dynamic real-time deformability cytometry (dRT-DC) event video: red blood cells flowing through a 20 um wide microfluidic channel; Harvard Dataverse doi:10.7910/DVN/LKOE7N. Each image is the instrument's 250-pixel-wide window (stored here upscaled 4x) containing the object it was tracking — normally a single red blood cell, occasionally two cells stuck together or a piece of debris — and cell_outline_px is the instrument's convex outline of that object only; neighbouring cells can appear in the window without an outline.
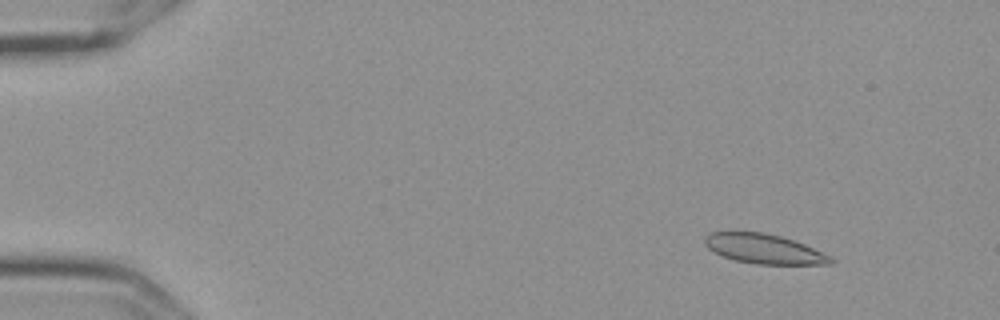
{"species": "Egyptian fruit bat (a non-hibernating species)", "species_latin": "Rousettus aegyptiacus", "temperature_condition": "cold", "stored_images_in_passage": 55, "camera_frame_rate_fps": 3000, "um_per_image_px": 0.085, "frame": {"image": 1, "passage_image": 5, "time_ms": 1.333, "image_size_px": [1000, 320], "cell_outline_px": [[836, 260], [832, 264], [756, 264], [736, 260], [724, 256], [708, 248], [704, 244], [704, 236], [712, 232], [764, 232], [780, 236], [804, 244], [832, 256]], "centroid_in_image_um": [64.97, 21.15], "position_along_channel_um": 20.0, "area_um2": 21.62}}
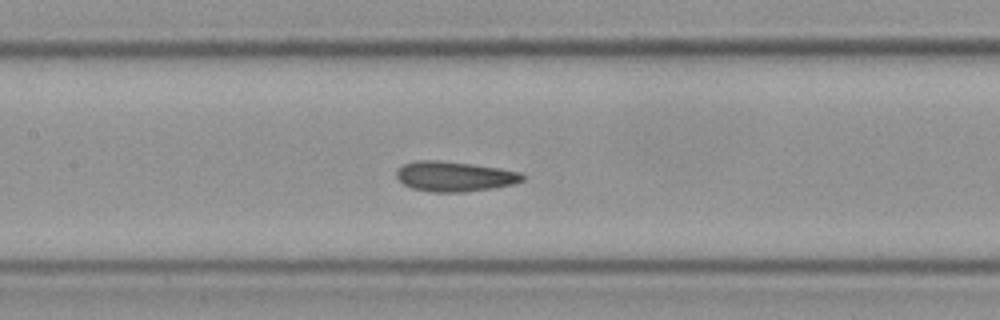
{"frame": {"image": 2, "passage_image": 26, "time_ms": 8.333, "image_size_px": [1000, 320], "cell_outline_px": [[524, 180], [516, 184], [492, 188], [464, 192], [432, 192], [412, 188], [404, 184], [396, 176], [396, 168], [404, 164], [416, 160], [436, 160], [500, 168], [520, 172], [524, 176]], "centroid_in_image_um": [38.63, 15.0], "position_along_channel_um": 168.8, "area_um2": 22.02}}
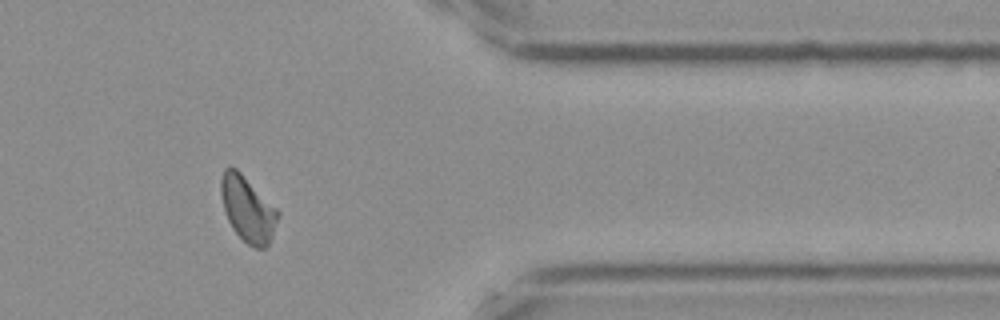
{"frame": {"image": 3, "passage_image": 46, "time_ms": 15.0, "image_size_px": [1000, 320], "cell_outline_px": [[280, 216], [272, 236], [268, 244], [264, 248], [256, 248], [248, 244], [232, 228], [224, 212], [220, 192], [220, 180], [224, 168], [228, 164], [236, 168], [280, 212]], "centroid_in_image_um": [21.03, 17.74], "position_along_channel_um": 390.4, "area_um2": 21.68}, "authors_computed_cell_mechanics": {"area_um2": 21.8484, "velocity_mm_per_s": 3.5769, "shape_relaxation_time_tau1_ms": 9.6108, "shape_relaxation_time_tau2_ms": 1.7821, "deformation_change_tau1": 0.1481, "deformation_change_tau2": 0.0627}}